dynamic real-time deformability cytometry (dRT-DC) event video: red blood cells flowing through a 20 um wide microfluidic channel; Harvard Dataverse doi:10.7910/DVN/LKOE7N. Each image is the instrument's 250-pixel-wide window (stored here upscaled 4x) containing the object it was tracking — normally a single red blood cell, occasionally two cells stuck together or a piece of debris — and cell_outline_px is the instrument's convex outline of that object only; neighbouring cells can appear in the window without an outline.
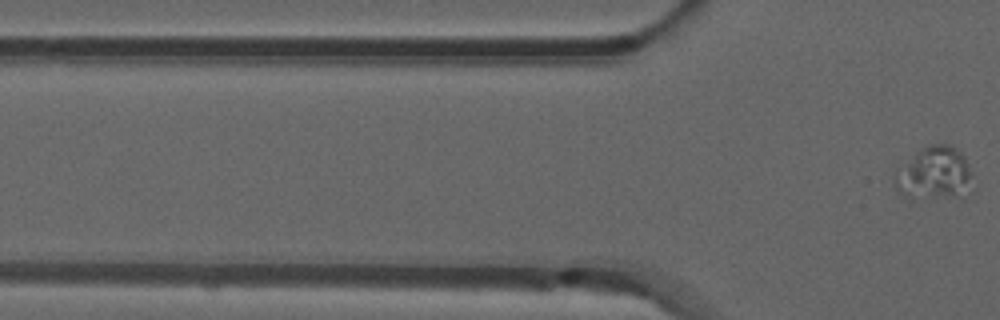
{"species": "common noctule bat (a hibernating species)", "species_latin": "Nyctalus noctula", "temperature_condition": "room temperature", "stored_images_in_passage": 3, "camera_frame_rate_fps": 3000, "um_per_image_px": 0.085, "animal": {"sex": "male", "forearm_length_mm": 52.5}, "frame": {"image": 1, "passage_image": 3, "time_ms": 0.667, "image_size_px": [1000, 320], "cell_outline_px": [[968, 176], [956, 196], [904, 196], [896, 192], [892, 180], [904, 164], [928, 144], [952, 144], [964, 156], [968, 168]], "centroid_in_image_um": [79.28, 14.67], "position_along_channel_um": 46.5, "area_um2": 22.08}}